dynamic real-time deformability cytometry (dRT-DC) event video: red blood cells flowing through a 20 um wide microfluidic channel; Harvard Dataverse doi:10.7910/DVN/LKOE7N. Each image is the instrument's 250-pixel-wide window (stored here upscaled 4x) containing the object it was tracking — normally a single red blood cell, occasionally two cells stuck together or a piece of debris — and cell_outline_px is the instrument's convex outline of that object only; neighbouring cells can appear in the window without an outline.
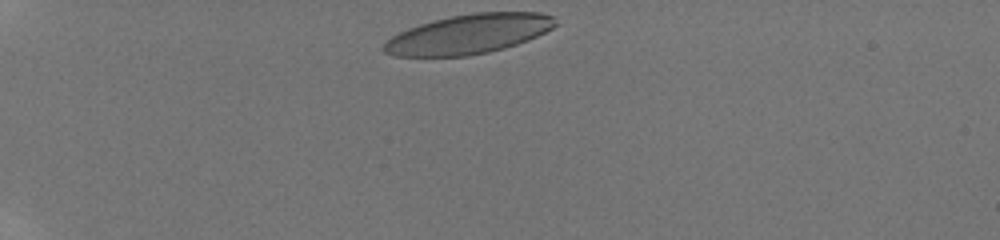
{"species": "human", "species_latin": "Homo sapiens", "temperature_condition": "room temperature", "stored_images_in_passage": 13, "camera_frame_rate_fps": 3000, "um_per_image_px": 0.085, "donor": {"sex": "male"}, "frame": {"image": 1, "passage_image": 1, "time_ms": 0.0, "image_size_px": [1000, 240], "cell_outline_px": [[560, 24], [528, 40], [504, 48], [488, 52], [468, 56], [396, 56], [384, 52], [380, 48], [392, 36], [408, 28], [420, 24], [452, 16], [476, 12], [540, 12], [556, 16]], "centroid_in_image_um": [39.89, 2.89], "position_along_channel_um": 45.1, "area_um2": 39.48}}
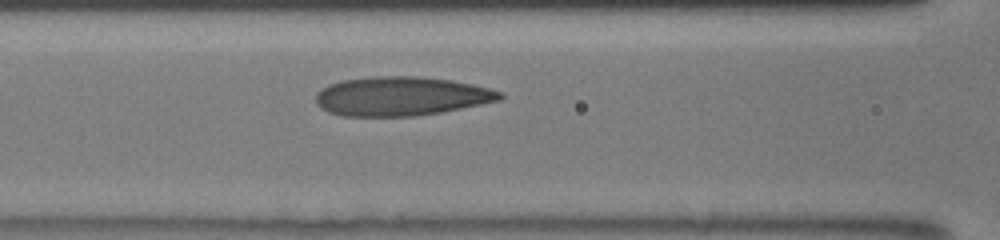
{"frame": {"image": 2, "passage_image": 10, "time_ms": 3.667, "image_size_px": [1000, 240], "cell_outline_px": [[504, 96], [500, 100], [440, 112], [416, 116], [340, 116], [328, 112], [320, 108], [316, 104], [316, 92], [328, 84], [344, 80], [376, 76], [420, 76], [452, 80], [472, 84], [488, 88], [500, 92]], "centroid_in_image_um": [34.05, 8.18], "position_along_channel_um": 132.5, "area_um2": 41.91}}
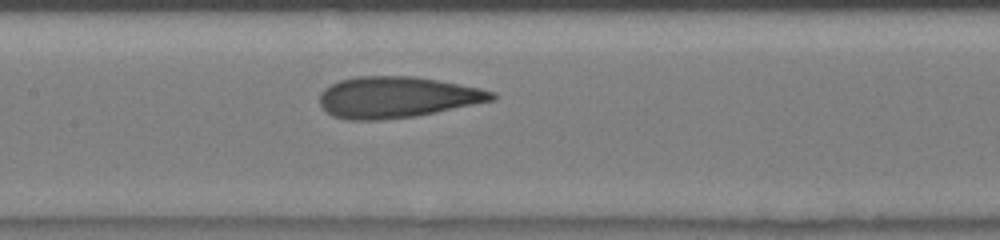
{"frame": {"image": 3, "passage_image": 13, "time_ms": 4.667, "image_size_px": [1000, 240], "cell_outline_px": [[496, 100], [416, 116], [380, 120], [348, 120], [332, 116], [320, 104], [320, 92], [324, 88], [340, 80], [356, 76], [416, 76], [480, 88], [496, 92]], "centroid_in_image_um": [33.75, 8.26], "position_along_channel_um": 173.7, "area_um2": 41.44}}